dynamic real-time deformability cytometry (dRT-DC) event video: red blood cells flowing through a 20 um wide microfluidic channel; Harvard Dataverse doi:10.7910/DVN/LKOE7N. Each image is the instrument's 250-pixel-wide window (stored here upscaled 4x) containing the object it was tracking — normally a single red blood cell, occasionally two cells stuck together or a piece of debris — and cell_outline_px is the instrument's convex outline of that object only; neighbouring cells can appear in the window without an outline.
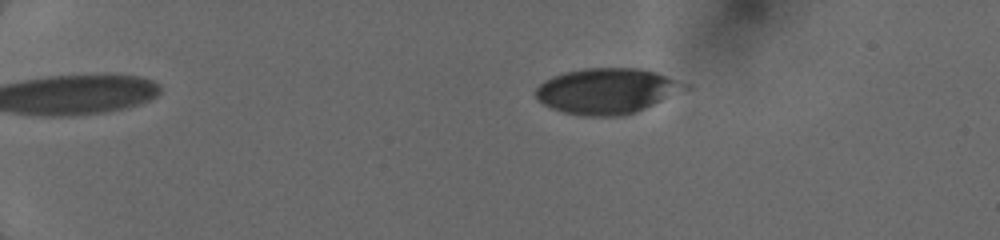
{"species": "human", "species_latin": "Homo sapiens", "temperature_condition": "cold", "stored_images_in_passage": 94, "camera_frame_rate_fps": 3000, "um_per_image_px": 0.085, "donor": {"sex": "female"}, "frame": {"image": 1, "passage_image": 22, "time_ms": 3.667, "image_size_px": [1000, 240], "cell_outline_px": [[672, 84], [664, 96], [660, 100], [636, 112], [624, 116], [580, 116], [564, 112], [552, 108], [544, 104], [536, 96], [536, 88], [544, 80], [552, 76], [564, 72], [584, 68], [644, 68], [656, 72], [672, 80]], "centroid_in_image_um": [51.28, 7.74], "position_along_channel_um": 33.7, "area_um2": 37.57}}
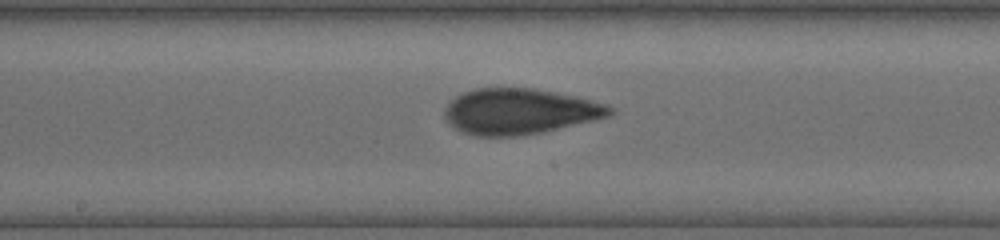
{"frame": {"image": 2, "passage_image": 53, "time_ms": 10.0, "image_size_px": [1000, 240], "cell_outline_px": [[616, 112], [608, 116], [592, 120], [540, 132], [516, 136], [476, 136], [464, 132], [456, 128], [444, 116], [444, 108], [456, 96], [464, 92], [476, 88], [532, 88], [576, 96], [608, 104]], "centroid_in_image_um": [44.17, 9.46], "position_along_channel_um": 204.0, "area_um2": 43.52}}
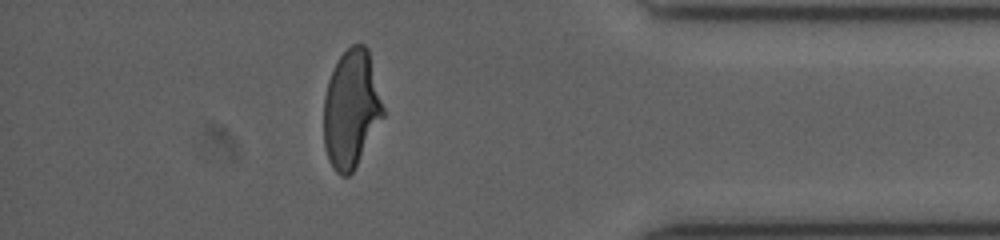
{"frame": {"image": 3, "passage_image": 84, "time_ms": 15.333, "image_size_px": [1000, 240], "cell_outline_px": [[384, 116], [352, 172], [348, 176], [340, 176], [332, 168], [328, 160], [324, 148], [324, 96], [328, 80], [340, 56], [352, 44], [364, 44], [368, 48], [384, 108]], "centroid_in_image_um": [29.84, 9.27], "position_along_channel_um": 405.4, "area_um2": 40.69}}